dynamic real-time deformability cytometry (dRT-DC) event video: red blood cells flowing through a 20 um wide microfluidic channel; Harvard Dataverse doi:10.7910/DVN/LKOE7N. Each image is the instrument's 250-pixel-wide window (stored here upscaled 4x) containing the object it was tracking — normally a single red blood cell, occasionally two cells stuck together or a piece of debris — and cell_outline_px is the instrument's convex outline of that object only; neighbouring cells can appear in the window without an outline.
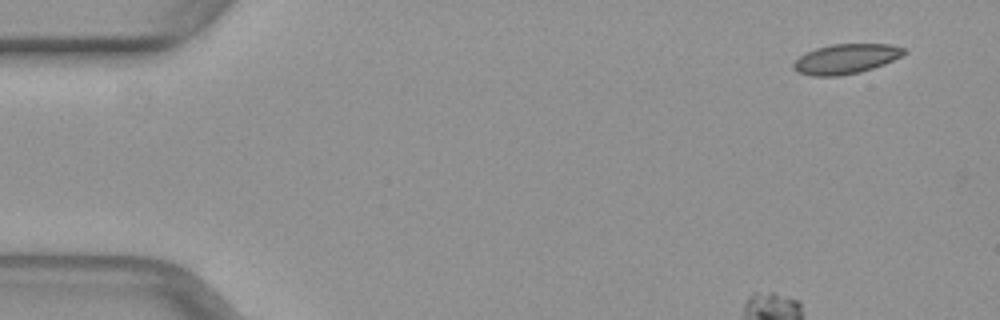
{"species": "common noctule bat (a hibernating species)", "species_latin": "Nyctalus noctula", "temperature_condition": "warm", "stored_images_in_passage": 48, "camera_frame_rate_fps": 3000, "um_per_image_px": 0.085, "animal": {"sex": "female", "body_mass_g": 29.2, "forearm_length_mm": 56.3}, "frame": {"image": 1, "passage_image": 1, "time_ms": 0.0, "image_size_px": [1000, 320], "cell_outline_px": [[908, 52], [884, 64], [860, 72], [840, 76], [812, 76], [796, 72], [792, 68], [792, 64], [800, 56], [816, 48], [832, 44], [892, 44], [904, 48]], "centroid_in_image_um": [71.88, 5.01], "position_along_channel_um": 13.1, "area_um2": 19.19}}